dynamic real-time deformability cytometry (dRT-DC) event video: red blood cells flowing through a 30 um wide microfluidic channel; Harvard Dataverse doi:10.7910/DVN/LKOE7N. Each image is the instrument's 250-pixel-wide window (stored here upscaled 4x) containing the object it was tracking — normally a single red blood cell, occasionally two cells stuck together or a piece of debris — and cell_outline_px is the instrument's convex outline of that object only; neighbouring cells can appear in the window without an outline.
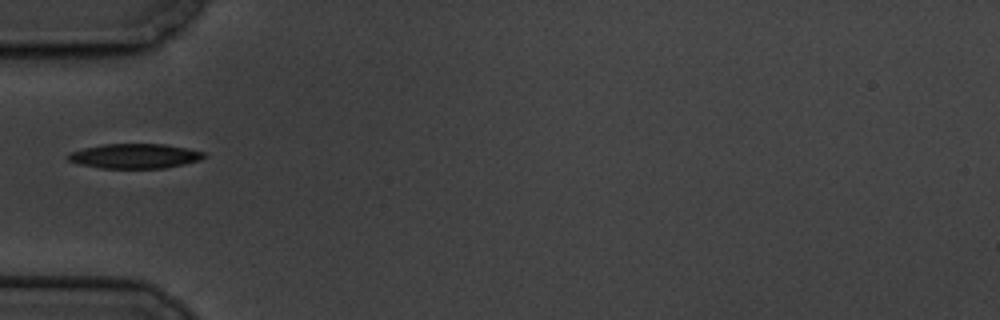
{"species": "common noctule bat (a hibernating species)", "species_latin": "Nyctalus noctula", "temperature_condition": "cold", "stored_images_in_passage": 5, "camera_frame_rate_fps": 3000, "um_per_image_px": 0.085, "animal": {"sex": "male", "body_mass_g": 19.5, "forearm_length_mm": 54.6}, "frame": {"image": 1, "passage_image": 1, "time_ms": 0.0, "image_size_px": [1000, 320], "cell_outline_px": [[208, 156], [200, 160], [184, 164], [164, 168], [100, 168], [80, 164], [68, 160], [68, 152], [100, 144], [164, 144], [188, 148], [204, 152]], "centroid_in_image_um": [11.47, 13.26], "position_along_channel_um": 73.5, "area_um2": 19.65}}
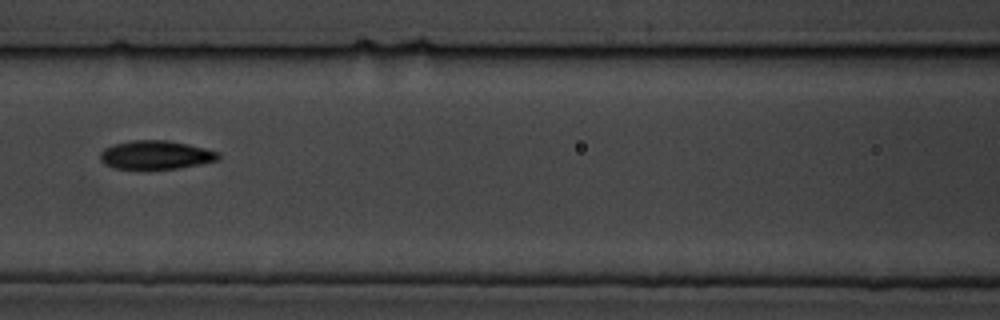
{"frame": {"image": 2, "passage_image": 3, "time_ms": 2.333, "image_size_px": [1000, 320], "cell_outline_px": [[220, 160], [180, 168], [116, 168], [104, 164], [100, 160], [100, 152], [104, 148], [112, 144], [132, 140], [164, 140], [188, 144], [220, 152]], "centroid_in_image_um": [13.25, 13.16], "position_along_channel_um": 153.4, "area_um2": 19.65}}
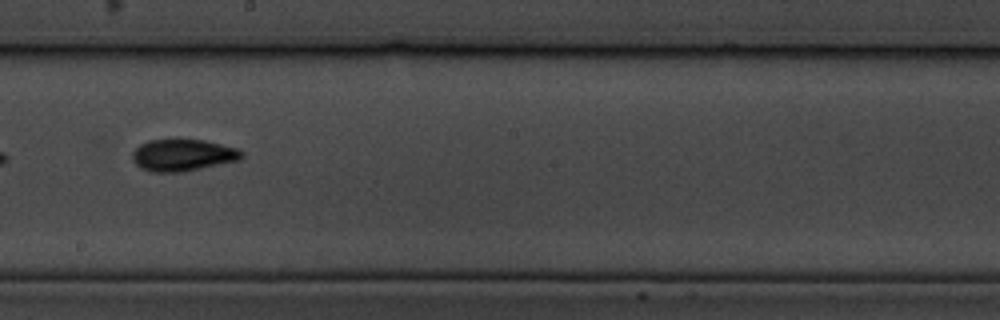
{"frame": {"image": 3, "passage_image": 5, "time_ms": 4.667, "image_size_px": [1000, 320], "cell_outline_px": [[244, 156], [240, 160], [184, 172], [152, 172], [140, 168], [132, 160], [132, 152], [140, 144], [148, 140], [176, 136], [204, 140], [236, 148], [244, 152]], "centroid_in_image_um": [15.52, 13.14], "position_along_channel_um": 232.7, "area_um2": 21.15}}